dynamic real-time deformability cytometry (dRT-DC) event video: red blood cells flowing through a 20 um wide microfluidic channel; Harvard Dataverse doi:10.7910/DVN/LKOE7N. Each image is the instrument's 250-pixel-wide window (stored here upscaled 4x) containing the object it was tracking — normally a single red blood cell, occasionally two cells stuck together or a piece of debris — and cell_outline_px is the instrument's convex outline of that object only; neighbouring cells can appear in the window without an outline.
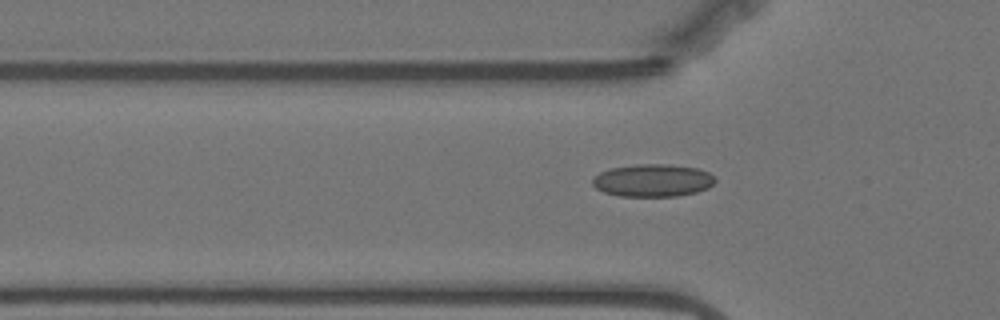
{"species": "Egyptian fruit bat (a non-hibernating species)", "species_latin": "Rousettus aegyptiacus", "temperature_condition": "warm", "stored_images_in_passage": 44, "camera_frame_rate_fps": 3000, "um_per_image_px": 0.085, "animal": {"sex": "female"}, "frame": {"image": 1, "passage_image": 15, "time_ms": 4.667, "image_size_px": [1000, 320], "cell_outline_px": [[716, 180], [708, 188], [696, 192], [676, 196], [620, 196], [604, 192], [596, 188], [592, 184], [592, 176], [600, 172], [612, 168], [636, 164], [664, 164], [700, 168], [708, 172]], "centroid_in_image_um": [55.46, 15.33], "position_along_channel_um": 70.3, "area_um2": 23.29}}
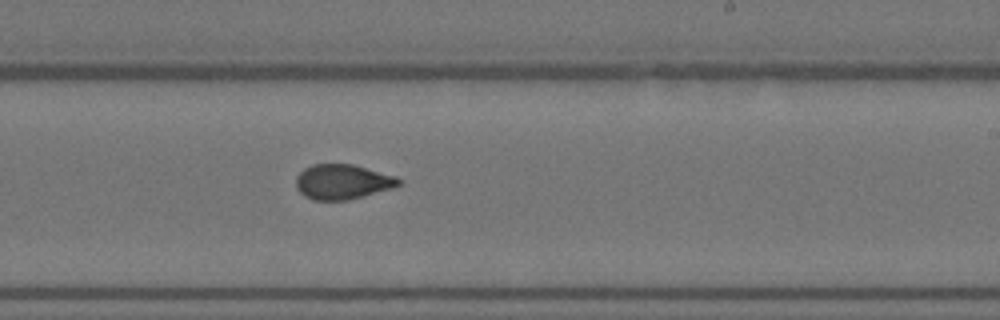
{"frame": {"image": 2, "passage_image": 31, "time_ms": 10.0, "image_size_px": [1000, 320], "cell_outline_px": [[400, 184], [392, 188], [348, 200], [312, 200], [304, 196], [296, 188], [296, 176], [304, 168], [312, 164], [352, 164], [396, 176], [400, 180]], "centroid_in_image_um": [29.07, 15.45], "position_along_channel_um": 259.9, "area_um2": 20.87}}
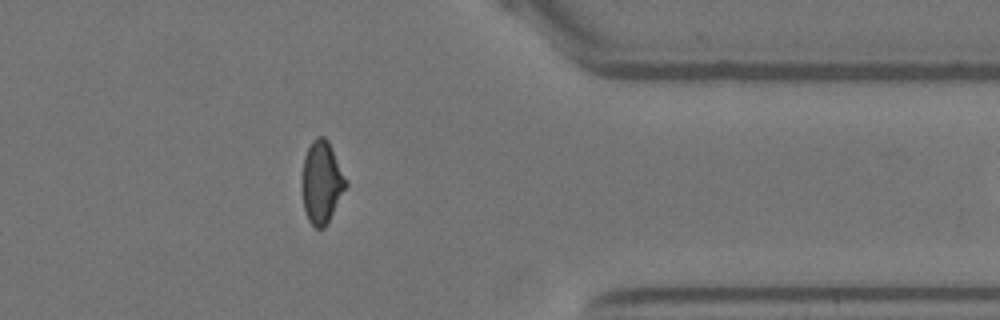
{"frame": {"image": 3, "passage_image": 43, "time_ms": 14.0, "image_size_px": [1000, 320], "cell_outline_px": [[348, 184], [324, 228], [316, 228], [308, 220], [304, 208], [300, 188], [300, 184], [304, 156], [312, 140], [316, 136], [324, 136], [328, 140], [348, 180]], "centroid_in_image_um": [27.32, 15.46], "position_along_channel_um": 384.1, "area_um2": 21.33}}